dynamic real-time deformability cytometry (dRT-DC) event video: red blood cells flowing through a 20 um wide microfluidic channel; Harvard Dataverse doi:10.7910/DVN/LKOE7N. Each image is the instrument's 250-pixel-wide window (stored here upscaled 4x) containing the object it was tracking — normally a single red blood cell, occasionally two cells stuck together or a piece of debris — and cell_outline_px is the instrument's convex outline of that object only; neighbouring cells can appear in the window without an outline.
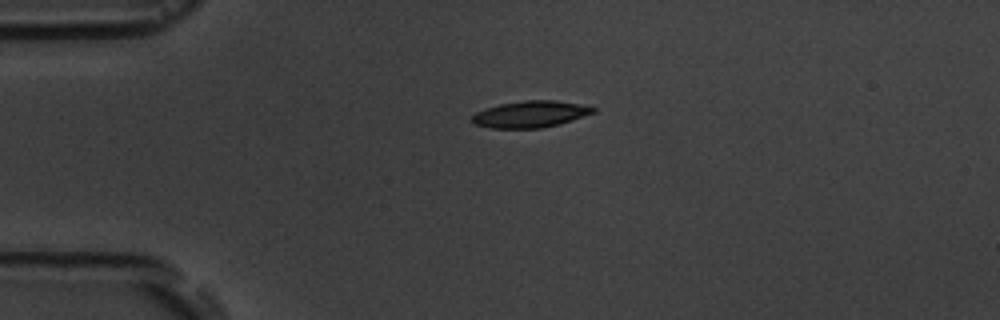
{"species": "common noctule bat (a hibernating species)", "species_latin": "Nyctalus noctula", "temperature_condition": "room temperature", "stored_images_in_passage": 3, "camera_frame_rate_fps": 3000, "um_per_image_px": 0.085, "animal": {"sex": "male", "body_mass_g": 19.5, "forearm_length_mm": 54.6}, "frame": {"image": 1, "passage_image": 1, "time_ms": 0.0, "image_size_px": [1000, 320], "cell_outline_px": [[596, 112], [572, 120], [540, 128], [492, 128], [472, 124], [472, 116], [476, 112], [500, 104], [524, 100], [556, 100], [580, 104], [596, 108]], "centroid_in_image_um": [45.08, 9.7], "position_along_channel_um": 39.9, "area_um2": 18.61}}
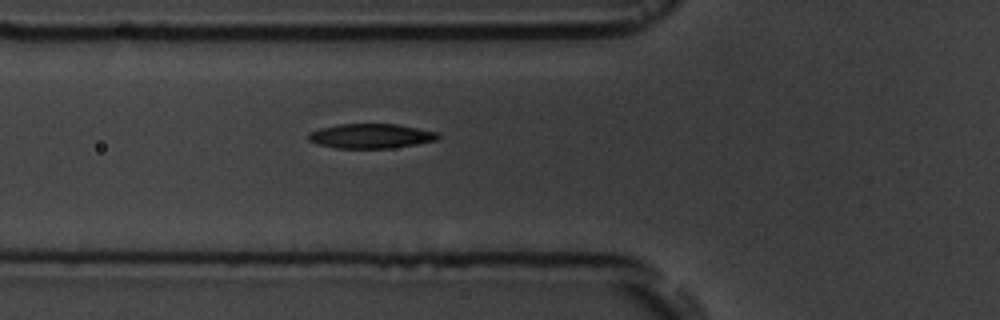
{"frame": {"image": 2, "passage_image": 3, "time_ms": 2.333, "image_size_px": [1000, 320], "cell_outline_px": [[440, 136], [436, 140], [416, 144], [392, 148], [336, 148], [320, 144], [308, 140], [308, 132], [320, 128], [336, 124], [396, 124], [440, 132]], "centroid_in_image_um": [31.53, 11.55], "position_along_channel_um": 94.3, "area_um2": 18.61}}